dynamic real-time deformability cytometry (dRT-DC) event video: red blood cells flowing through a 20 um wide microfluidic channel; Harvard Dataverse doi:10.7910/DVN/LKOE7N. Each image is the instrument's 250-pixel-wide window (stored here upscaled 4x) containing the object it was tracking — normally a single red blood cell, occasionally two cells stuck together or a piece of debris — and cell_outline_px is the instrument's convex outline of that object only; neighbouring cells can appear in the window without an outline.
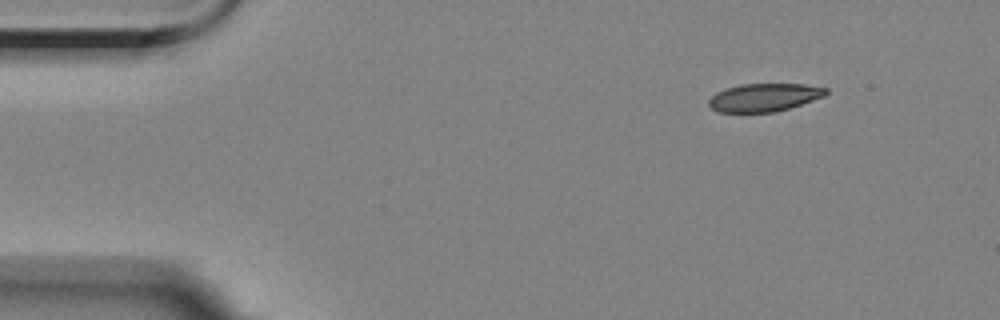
{"species": "Egyptian fruit bat (a non-hibernating species)", "species_latin": "Rousettus aegyptiacus", "temperature_condition": "room temperature", "stored_images_in_passage": 3, "segment_of_instrument_passage": [1, 2], "camera_frame_rate_fps": 3000, "um_per_image_px": 0.085, "animal": {"sex": "female"}, "frame": {"image": 1, "passage_image": 1, "time_ms": 0.0, "image_size_px": [1000, 320], "cell_outline_px": [[828, 92], [824, 96], [788, 108], [772, 112], [720, 112], [712, 108], [708, 104], [708, 100], [716, 92], [740, 84], [804, 84], [828, 88]], "centroid_in_image_um": [64.95, 8.27], "position_along_channel_um": 20.1, "area_um2": 18.9}}